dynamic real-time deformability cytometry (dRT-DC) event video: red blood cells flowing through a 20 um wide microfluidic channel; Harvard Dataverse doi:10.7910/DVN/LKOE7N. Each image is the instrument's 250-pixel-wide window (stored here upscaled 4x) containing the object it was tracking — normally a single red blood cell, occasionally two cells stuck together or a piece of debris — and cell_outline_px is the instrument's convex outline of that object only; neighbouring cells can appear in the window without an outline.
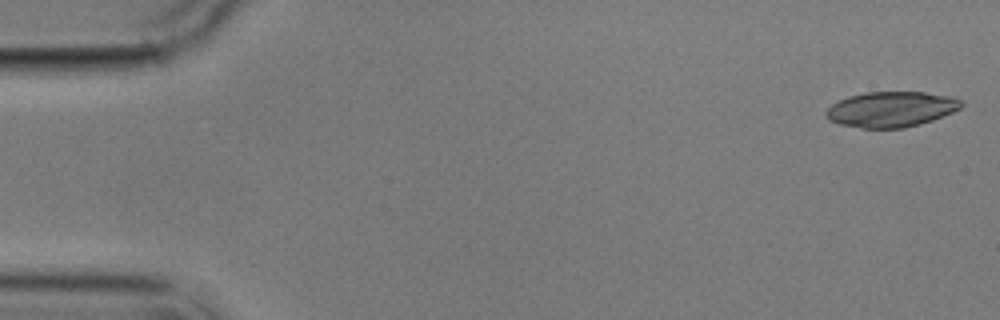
{"species": "common noctule bat (a hibernating species)", "species_latin": "Nyctalus noctula", "temperature_condition": "cold", "stored_images_in_passage": 5, "segment_of_instrument_passage": [1, 2], "camera_frame_rate_fps": 3000, "um_per_image_px": 0.085, "animal": {"sex": "male", "body_mass_g": 17.9}, "frame": {"image": 1, "passage_image": 1, "time_ms": 0.0, "image_size_px": [1000, 320], "cell_outline_px": [[964, 104], [960, 108], [952, 112], [932, 120], [920, 124], [904, 128], [860, 128], [840, 124], [828, 120], [824, 112], [832, 104], [848, 96], [864, 92], [924, 92], [952, 96], [960, 100]], "centroid_in_image_um": [75.73, 9.29], "position_along_channel_um": 9.3, "area_um2": 27.98}}